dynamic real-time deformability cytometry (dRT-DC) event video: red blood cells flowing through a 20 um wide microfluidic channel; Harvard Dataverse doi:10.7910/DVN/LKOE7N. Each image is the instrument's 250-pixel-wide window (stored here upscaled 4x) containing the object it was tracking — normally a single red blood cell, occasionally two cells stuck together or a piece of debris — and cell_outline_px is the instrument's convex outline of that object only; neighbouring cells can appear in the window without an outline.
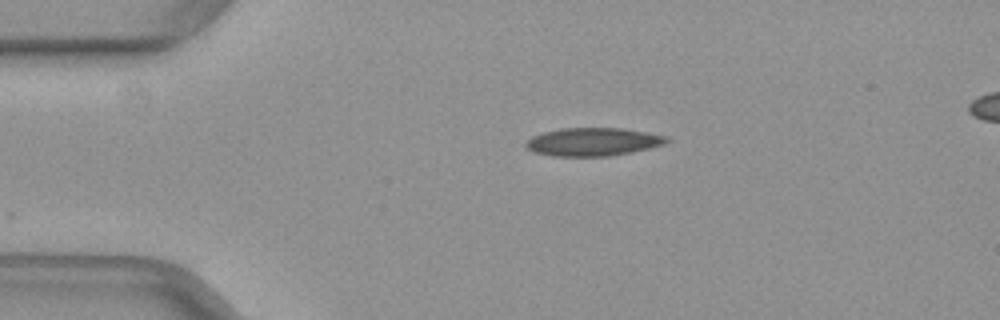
{"species": "common noctule bat (a hibernating species)", "species_latin": "Nyctalus noctula", "temperature_condition": "warm", "stored_images_in_passage": 30, "camera_frame_rate_fps": 3000, "um_per_image_px": 0.085, "animal": {"sex": "female", "body_mass_g": 29.2, "forearm_length_mm": 56.3}, "frame": {"image": 1, "passage_image": 1, "time_ms": 0.0, "image_size_px": [1000, 320], "cell_outline_px": [[672, 140], [664, 144], [648, 148], [608, 156], [552, 156], [536, 152], [528, 148], [524, 144], [532, 136], [544, 132], [560, 128], [624, 128], [668, 136]], "centroid_in_image_um": [50.42, 12.04], "position_along_channel_um": 34.6, "area_um2": 22.95}}